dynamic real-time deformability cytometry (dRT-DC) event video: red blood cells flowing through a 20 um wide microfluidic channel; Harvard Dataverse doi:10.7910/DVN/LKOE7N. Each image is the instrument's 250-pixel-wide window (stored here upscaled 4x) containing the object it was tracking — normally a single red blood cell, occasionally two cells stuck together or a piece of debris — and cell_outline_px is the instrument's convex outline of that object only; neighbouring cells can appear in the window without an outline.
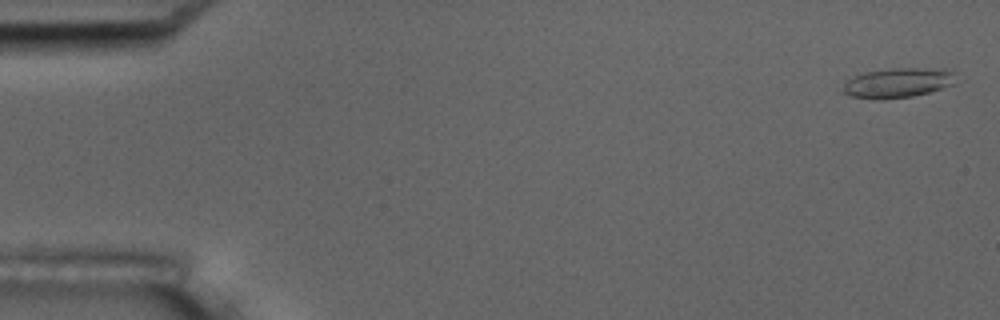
{"species": "common noctule bat (a hibernating species)", "species_latin": "Nyctalus noctula", "temperature_condition": "room temperature", "stored_images_in_passage": 5, "camera_frame_rate_fps": 3000, "um_per_image_px": 0.085, "animal": {"sex": "male", "body_mass_g": 17.5, "forearm_length_mm": 52.3}, "frame": {"image": 1, "passage_image": 1, "time_ms": 0.0, "image_size_px": [1000, 320], "cell_outline_px": [[956, 84], [928, 92], [912, 96], [852, 96], [840, 92], [844, 84], [848, 80], [856, 76], [868, 72], [888, 68], [944, 68], [952, 72]], "centroid_in_image_um": [76.39, 6.98], "position_along_channel_um": 8.6, "area_um2": 18.67}}
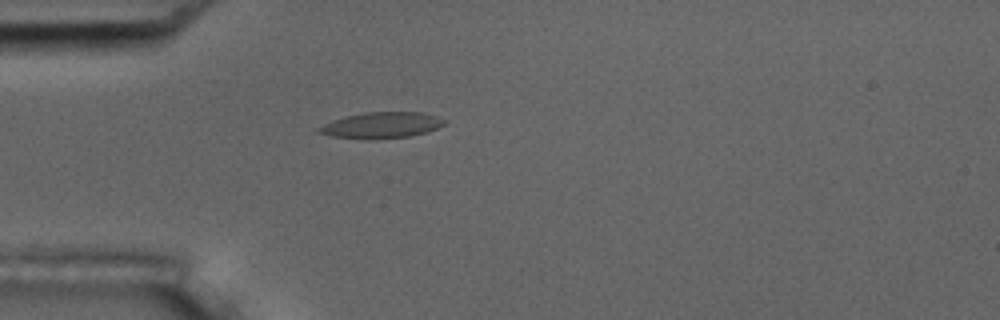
{"frame": {"image": 2, "passage_image": 5, "time_ms": 4.667, "image_size_px": [1000, 320], "cell_outline_px": [[448, 120], [444, 124], [436, 128], [412, 136], [332, 136], [316, 132], [316, 128], [332, 120], [344, 116], [364, 112], [424, 112]], "centroid_in_image_um": [32.45, 10.57], "position_along_channel_um": 52.5, "area_um2": 18.09}}